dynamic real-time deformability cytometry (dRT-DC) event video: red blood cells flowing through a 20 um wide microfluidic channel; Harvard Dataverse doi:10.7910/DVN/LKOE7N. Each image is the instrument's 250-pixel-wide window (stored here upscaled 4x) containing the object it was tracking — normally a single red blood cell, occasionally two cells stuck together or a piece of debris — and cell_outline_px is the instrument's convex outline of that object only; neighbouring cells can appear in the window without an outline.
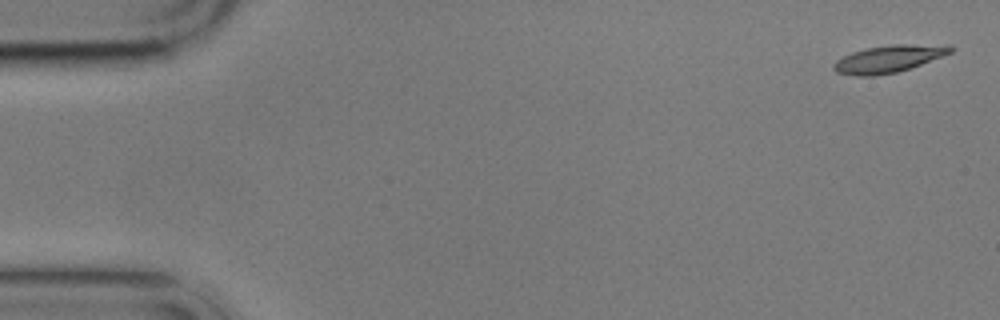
{"species": "common noctule bat (a hibernating species)", "species_latin": "Nyctalus noctula", "temperature_condition": "cold", "stored_images_in_passage": 5, "camera_frame_rate_fps": 3000, "um_per_image_px": 0.085, "animal": {"sex": "male", "body_mass_g": 17.9}, "frame": {"image": 1, "passage_image": 1, "time_ms": 0.0, "image_size_px": [1000, 320], "cell_outline_px": [[956, 48], [952, 52], [920, 64], [896, 72], [876, 76], [856, 76], [836, 72], [832, 68], [836, 60], [852, 52], [868, 48], [892, 44], [952, 44]], "centroid_in_image_um": [75.57, 4.99], "position_along_channel_um": 9.4, "area_um2": 18.55}}